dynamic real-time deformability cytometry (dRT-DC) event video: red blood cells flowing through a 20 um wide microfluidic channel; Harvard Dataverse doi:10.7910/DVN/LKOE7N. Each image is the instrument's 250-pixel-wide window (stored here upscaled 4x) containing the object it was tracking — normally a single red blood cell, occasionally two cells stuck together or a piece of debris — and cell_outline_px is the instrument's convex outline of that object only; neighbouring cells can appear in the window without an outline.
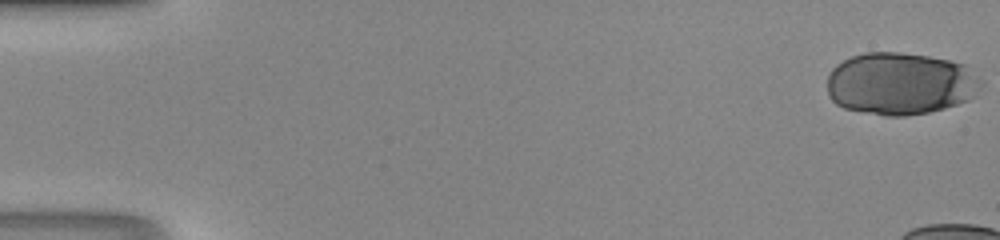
{"species": "human", "species_latin": "Homo sapiens", "temperature_condition": "room temperature", "stored_images_in_passage": 11, "camera_frame_rate_fps": 3000, "um_per_image_px": 0.085, "donor": {"sex": "male"}, "frame": {"image": 1, "passage_image": 1, "time_ms": 0.0, "image_size_px": [1000, 240], "cell_outline_px": [[984, 84], [968, 100], [944, 108], [928, 112], [904, 116], [884, 116], [844, 108], [836, 104], [828, 96], [828, 76], [832, 68], [836, 64], [852, 56], [864, 52], [900, 52], [928, 56], [948, 60], [964, 64], [984, 80]], "centroid_in_image_um": [76.53, 7.1], "position_along_channel_um": 8.5, "area_um2": 56.18}}